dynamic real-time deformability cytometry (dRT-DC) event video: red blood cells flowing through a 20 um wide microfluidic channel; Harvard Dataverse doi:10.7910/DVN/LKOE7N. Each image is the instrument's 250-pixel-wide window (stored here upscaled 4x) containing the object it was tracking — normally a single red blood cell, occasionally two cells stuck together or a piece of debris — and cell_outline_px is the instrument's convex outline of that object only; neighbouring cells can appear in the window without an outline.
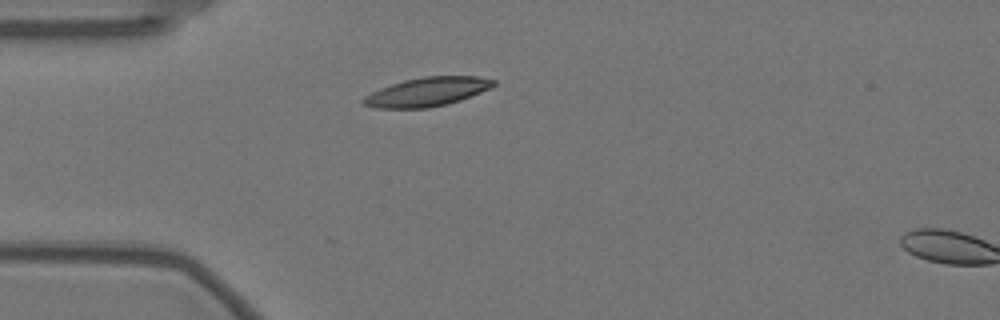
{"species": "Egyptian fruit bat (a non-hibernating species)", "species_latin": "Rousettus aegyptiacus", "temperature_condition": "warm", "stored_images_in_passage": 3, "camera_frame_rate_fps": 3000, "um_per_image_px": 0.085, "animal": {"sex": "female"}, "frame": {"image": 1, "passage_image": 1, "time_ms": 0.0, "image_size_px": [1000, 320], "cell_outline_px": [[496, 84], [492, 88], [460, 100], [448, 104], [428, 108], [372, 108], [360, 104], [360, 100], [364, 96], [380, 88], [404, 80], [424, 76], [476, 76], [496, 80]], "centroid_in_image_um": [36.29, 7.81], "position_along_channel_um": 48.7, "area_um2": 22.14}}